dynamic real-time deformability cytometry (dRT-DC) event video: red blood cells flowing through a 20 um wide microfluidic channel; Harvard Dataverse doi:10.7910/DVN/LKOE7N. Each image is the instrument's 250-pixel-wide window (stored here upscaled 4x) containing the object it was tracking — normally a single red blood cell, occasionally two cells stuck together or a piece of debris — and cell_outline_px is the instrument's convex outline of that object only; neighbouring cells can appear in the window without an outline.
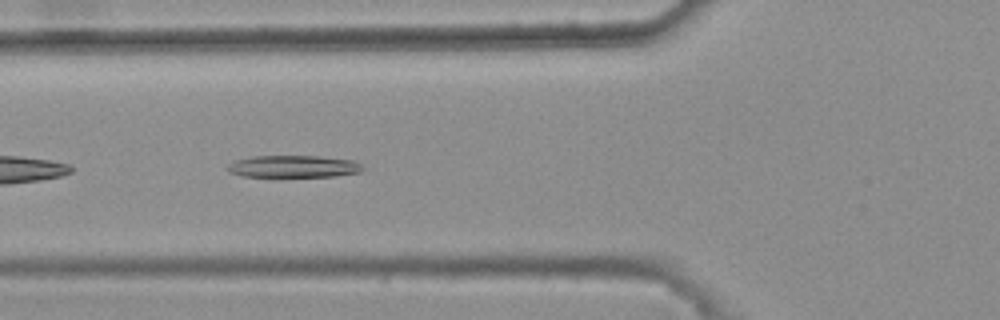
{"species": "common noctule bat (a hibernating species)", "species_latin": "Nyctalus noctula", "temperature_condition": "warm", "stored_images_in_passage": 28, "camera_frame_rate_fps": 3000, "um_per_image_px": 0.085, "animal": {"sex": "female", "body_mass_g": 25.1}, "frame": {"image": 1, "passage_image": 5, "time_ms": 1.333, "image_size_px": [1000, 320], "cell_outline_px": [[364, 168], [360, 172], [336, 176], [244, 176], [228, 172], [224, 168], [228, 164], [236, 160], [252, 156], [320, 156], [356, 160]], "centroid_in_image_um": [24.94, 14.14], "position_along_channel_um": 100.9, "area_um2": 17.46}}
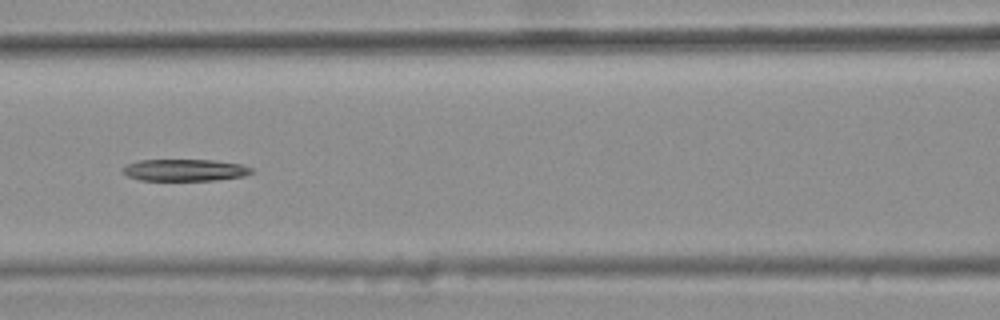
{"frame": {"image": 2, "passage_image": 9, "time_ms": 2.667, "image_size_px": [1000, 320], "cell_outline_px": [[256, 172], [244, 176], [216, 180], [140, 180], [128, 176], [124, 172], [124, 168], [128, 164], [140, 160], [212, 160], [240, 164], [252, 168]], "centroid_in_image_um": [15.77, 14.46], "position_along_channel_um": 150.8, "area_um2": 16.24}}